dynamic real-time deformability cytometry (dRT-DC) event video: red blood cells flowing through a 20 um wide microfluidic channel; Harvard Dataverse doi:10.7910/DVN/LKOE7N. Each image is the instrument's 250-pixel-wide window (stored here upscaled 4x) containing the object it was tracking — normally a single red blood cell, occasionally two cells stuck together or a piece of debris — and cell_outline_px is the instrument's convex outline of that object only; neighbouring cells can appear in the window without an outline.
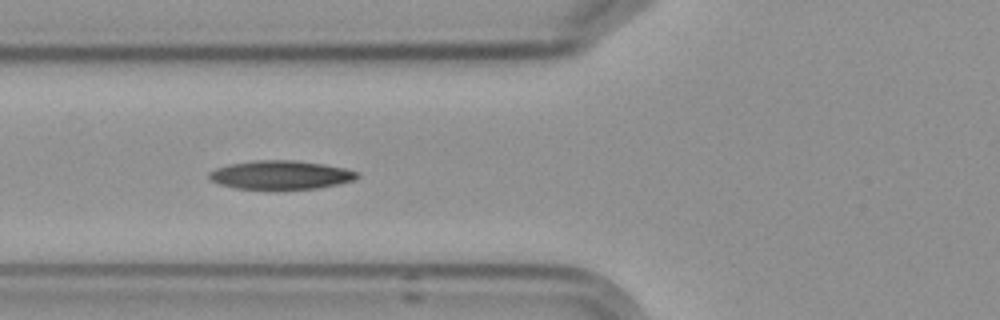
{"species": "Egyptian fruit bat (a non-hibernating species)", "species_latin": "Rousettus aegyptiacus", "temperature_condition": "cold", "stored_images_in_passage": 14, "camera_frame_rate_fps": 3000, "um_per_image_px": 0.085, "frame": {"image": 1, "passage_image": 5, "time_ms": 5.333, "image_size_px": [1000, 320], "cell_outline_px": [[360, 176], [356, 180], [340, 184], [320, 188], [276, 192], [272, 192], [236, 188], [220, 184], [212, 180], [208, 176], [208, 172], [216, 168], [232, 164], [256, 160], [292, 160], [320, 164], [344, 168], [360, 172]], "centroid_in_image_um": [23.9, 14.92], "position_along_channel_um": 101.9, "area_um2": 25.66}}
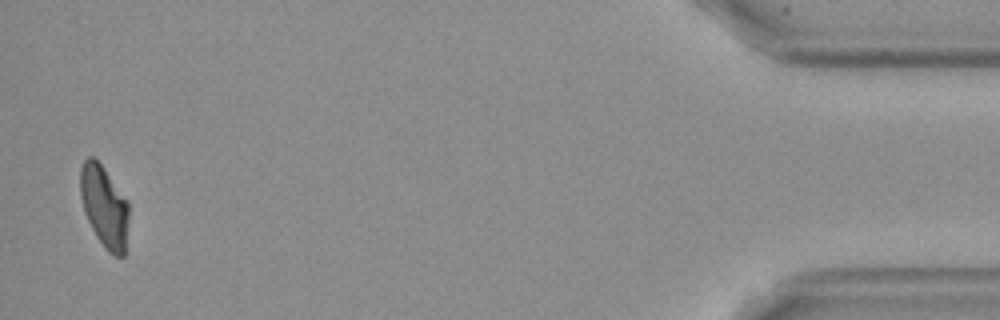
{"frame": {"image": 2, "passage_image": 14, "time_ms": 16.667, "image_size_px": [1000, 320], "cell_outline_px": [[128, 220], [124, 256], [112, 256], [104, 248], [96, 236], [84, 212], [80, 196], [80, 168], [84, 160], [88, 156], [92, 156], [104, 168], [128, 200]], "centroid_in_image_um": [8.86, 17.55], "position_along_channel_um": 426.3, "area_um2": 23.18}, "authors_computed_cell_mechanics": {"area_um2": 24.1604, "velocity_mm_per_s": 3.5499, "shape_relaxation_time_tau1_ms": 8.0721, "shape_relaxation_time_tau2_ms": 4.6009, "deformation_change_tau1": 0.1882, "deformation_change_tau2": 0.0937}}